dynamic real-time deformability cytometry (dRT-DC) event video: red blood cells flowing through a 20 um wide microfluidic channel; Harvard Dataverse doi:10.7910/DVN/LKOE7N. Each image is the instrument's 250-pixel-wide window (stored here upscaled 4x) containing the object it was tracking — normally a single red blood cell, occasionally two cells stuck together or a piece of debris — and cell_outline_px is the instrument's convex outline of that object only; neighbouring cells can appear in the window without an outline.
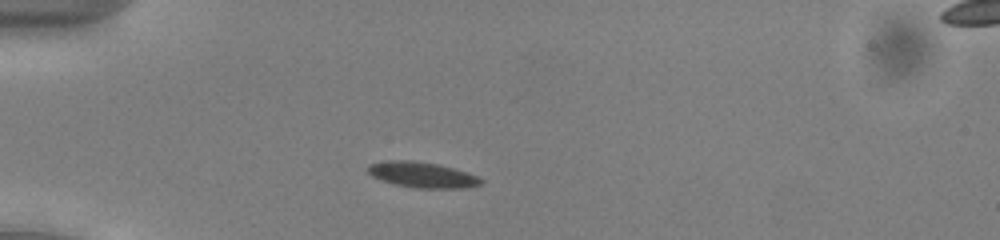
{"species": "common noctule bat (a hibernating species)", "species_latin": "Nyctalus noctula", "temperature_condition": "cold", "stored_images_in_passage": 44, "camera_frame_rate_fps": 3000, "um_per_image_px": 0.085, "animal": {"sex": "male", "body_mass_g": 13.0, "forearm_length_mm": 53.1}, "frame": {"image": 1, "passage_image": 6, "time_ms": 1.667, "image_size_px": [1000, 240], "cell_outline_px": [[484, 184], [468, 188], [416, 188], [396, 184], [380, 180], [372, 176], [368, 172], [368, 164], [388, 160], [412, 160], [440, 164], [468, 172], [484, 180]], "centroid_in_image_um": [35.93, 14.86], "position_along_channel_um": 49.1, "area_um2": 17.11}}
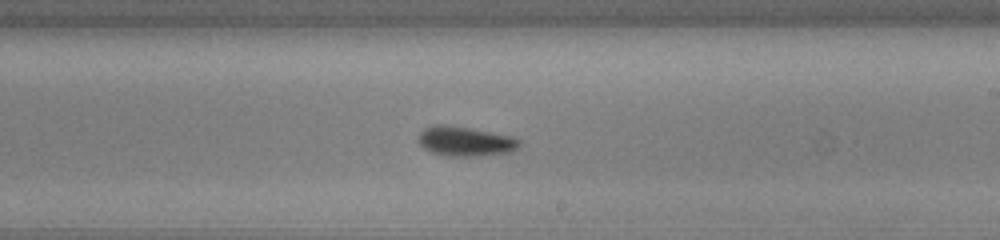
{"frame": {"image": 2, "passage_image": 23, "time_ms": 7.333, "image_size_px": [1000, 240], "cell_outline_px": [[520, 148], [512, 152], [480, 156], [448, 156], [432, 152], [424, 148], [416, 140], [420, 132], [424, 128], [432, 124], [448, 124], [472, 128], [512, 136], [520, 140]], "centroid_in_image_um": [39.55, 12.0], "position_along_channel_um": 249.4, "area_um2": 17.86}}
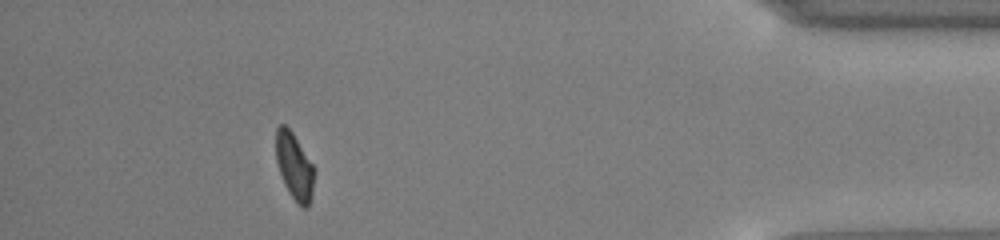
{"frame": {"image": 3, "passage_image": 39, "time_ms": 12.667, "image_size_px": [1000, 240], "cell_outline_px": [[312, 192], [308, 208], [304, 208], [288, 192], [284, 184], [276, 160], [276, 128], [280, 124], [284, 124], [292, 132], [312, 164]], "centroid_in_image_um": [24.98, 14.11], "position_along_channel_um": 410.2, "area_um2": 14.28}, "authors_computed_cell_mechanics": {"area_um2": 16.4441, "velocity_mm_per_s": 3.9257, "shape_relaxation_time_tau1_ms": 2.5612, "shape_relaxation_time_tau2_ms": null, "deformation_change_tau1": 0.1004, "deformation_change_tau2": null}}